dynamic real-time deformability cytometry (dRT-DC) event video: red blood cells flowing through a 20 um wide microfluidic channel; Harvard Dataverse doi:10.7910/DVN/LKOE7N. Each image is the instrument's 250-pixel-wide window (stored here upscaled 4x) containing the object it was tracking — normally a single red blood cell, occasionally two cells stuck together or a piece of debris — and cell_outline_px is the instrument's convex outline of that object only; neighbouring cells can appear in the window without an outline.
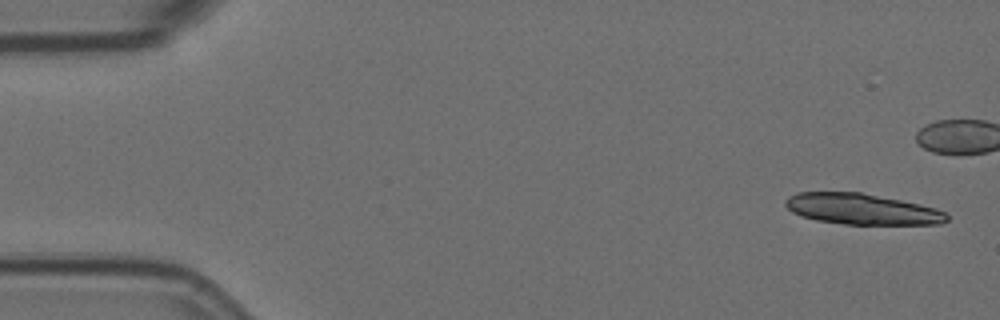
{"species": "Egyptian fruit bat (a non-hibernating species)", "species_latin": "Rousettus aegyptiacus", "temperature_condition": "room temperature", "stored_images_in_passage": 9, "camera_frame_rate_fps": 3000, "um_per_image_px": 0.085, "animal": {"sex": "female"}, "frame": {"image": 1, "passage_image": 1, "time_ms": 0.0, "image_size_px": [1000, 320], "cell_outline_px": [[948, 220], [940, 224], [844, 224], [816, 220], [800, 216], [792, 212], [784, 204], [784, 200], [788, 196], [796, 192], [860, 192], [920, 204], [936, 208], [944, 212], [948, 216]], "centroid_in_image_um": [73.22, 17.77], "position_along_channel_um": 11.8, "area_um2": 29.02}}
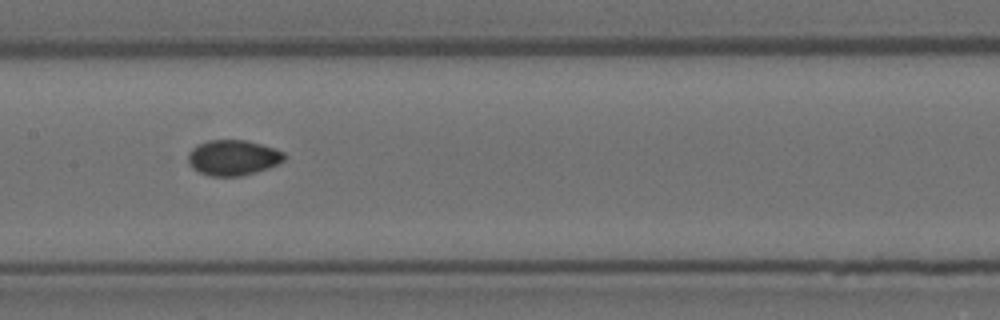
{"frame": {"image": 2, "passage_image": 9, "time_ms": 2.667, "image_size_px": [1000, 320], "cell_outline_px": [[284, 160], [268, 168], [256, 172], [240, 176], [212, 176], [200, 172], [192, 168], [188, 164], [188, 152], [196, 144], [208, 140], [244, 140], [260, 144], [284, 152]], "centroid_in_image_um": [19.75, 13.4], "position_along_channel_um": 187.6, "area_um2": 19.77}}